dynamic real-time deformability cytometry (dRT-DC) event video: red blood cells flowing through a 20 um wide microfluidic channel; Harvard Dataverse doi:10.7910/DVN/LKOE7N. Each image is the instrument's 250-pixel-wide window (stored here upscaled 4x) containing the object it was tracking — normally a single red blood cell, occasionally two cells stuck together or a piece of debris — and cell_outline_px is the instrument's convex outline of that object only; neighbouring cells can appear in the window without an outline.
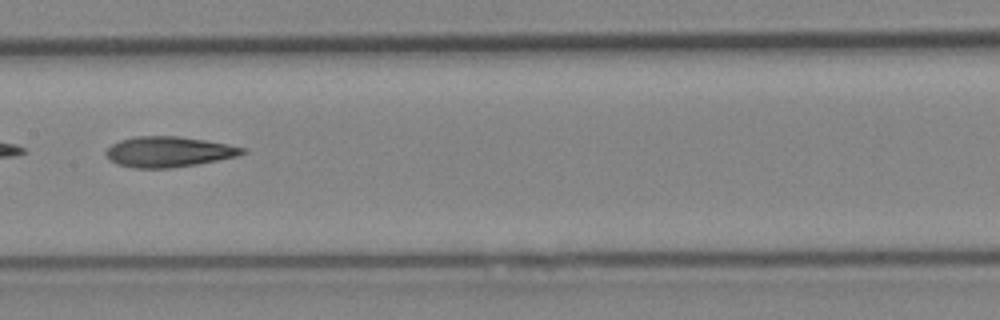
{"species": "Egyptian fruit bat (a non-hibernating species)", "species_latin": "Rousettus aegyptiacus", "temperature_condition": "cold", "stored_images_in_passage": 28, "camera_frame_rate_fps": 3000, "um_per_image_px": 0.085, "animal": {"sex": "female"}, "frame": {"image": 1, "passage_image": 9, "time_ms": 2.667, "image_size_px": [1000, 320], "cell_outline_px": [[248, 152], [236, 156], [196, 164], [172, 168], [132, 168], [116, 164], [104, 152], [112, 144], [120, 140], [136, 136], [176, 136], [204, 140], [228, 144], [248, 148]], "centroid_in_image_um": [14.34, 12.9], "position_along_channel_um": 193.1, "area_um2": 24.16}}